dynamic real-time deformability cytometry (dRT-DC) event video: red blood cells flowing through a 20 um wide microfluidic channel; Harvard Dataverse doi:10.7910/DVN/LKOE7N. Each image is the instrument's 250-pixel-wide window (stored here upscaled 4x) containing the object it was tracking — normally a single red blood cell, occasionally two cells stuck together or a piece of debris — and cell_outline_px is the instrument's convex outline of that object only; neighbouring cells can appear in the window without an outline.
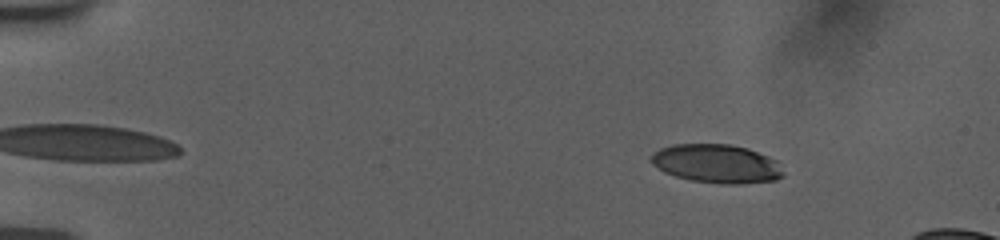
{"species": "human", "species_latin": "Homo sapiens", "temperature_condition": "room temperature", "stored_images_in_passage": 16, "camera_frame_rate_fps": 3000, "um_per_image_px": 0.085, "donor": {"sex": "female"}, "frame": {"image": 1, "passage_image": 1, "time_ms": 0.0, "image_size_px": [1000, 240], "cell_outline_px": [[784, 176], [776, 180], [740, 184], [720, 184], [692, 180], [676, 176], [664, 172], [652, 164], [648, 160], [648, 156], [660, 148], [672, 144], [728, 144], [748, 148], [768, 156], [776, 160], [784, 172]], "centroid_in_image_um": [60.9, 13.91], "position_along_channel_um": 24.1, "area_um2": 30.06}}
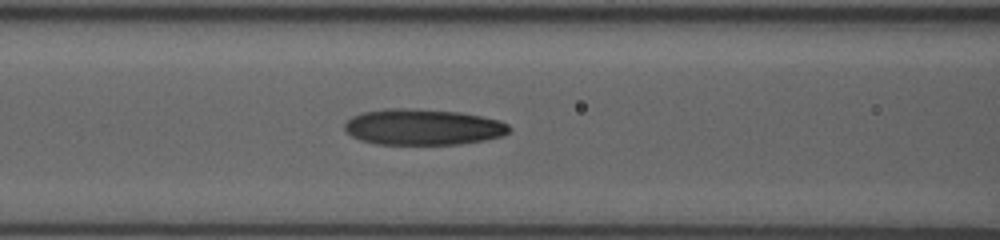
{"frame": {"image": 2, "passage_image": 12, "time_ms": 5.667, "image_size_px": [1000, 240], "cell_outline_px": [[512, 128], [504, 136], [484, 140], [460, 144], [376, 144], [360, 140], [352, 136], [344, 128], [344, 124], [352, 116], [364, 112], [388, 108], [404, 108], [460, 112], [500, 120], [508, 124]], "centroid_in_image_um": [35.97, 10.8], "position_along_channel_um": 130.6, "area_um2": 34.51}}
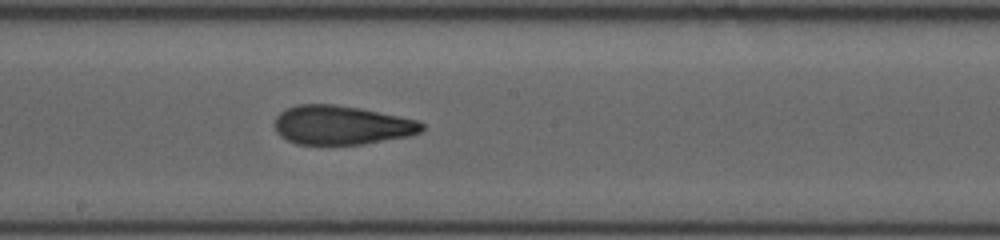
{"frame": {"image": 3, "passage_image": 16, "time_ms": 8.0, "image_size_px": [1000, 240], "cell_outline_px": [[424, 128], [420, 132], [408, 136], [364, 144], [296, 144], [280, 136], [276, 132], [276, 116], [280, 112], [296, 104], [332, 104], [360, 108], [420, 120], [424, 124]], "centroid_in_image_um": [29.05, 10.63], "position_along_channel_um": 219.2, "area_um2": 33.47}}